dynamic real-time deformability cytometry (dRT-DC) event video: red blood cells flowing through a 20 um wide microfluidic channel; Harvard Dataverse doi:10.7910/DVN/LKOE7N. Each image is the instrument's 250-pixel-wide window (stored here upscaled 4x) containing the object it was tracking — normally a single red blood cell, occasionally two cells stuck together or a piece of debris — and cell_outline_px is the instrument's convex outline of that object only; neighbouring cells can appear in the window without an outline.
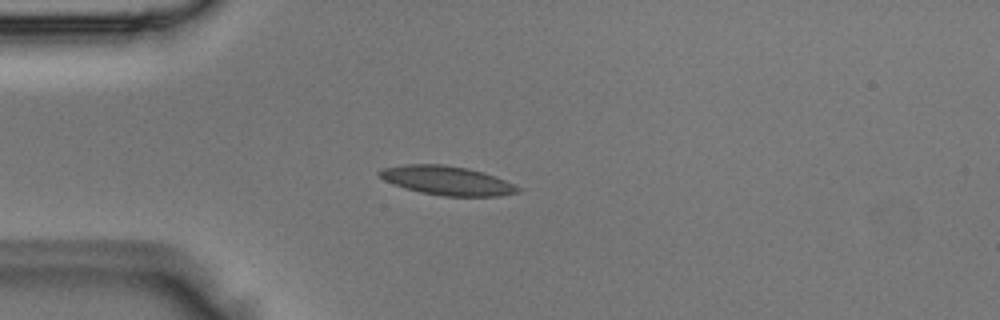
{"species": "Egyptian fruit bat (a non-hibernating species)", "species_latin": "Rousettus aegyptiacus", "temperature_condition": "room temperature", "stored_images_in_passage": 4, "camera_frame_rate_fps": 3000, "um_per_image_px": 0.085, "animal": {"sex": "male"}, "frame": {"image": 1, "passage_image": 4, "time_ms": 1.0, "image_size_px": [1000, 320], "cell_outline_px": [[520, 192], [500, 196], [444, 196], [420, 192], [404, 188], [384, 180], [376, 172], [384, 168], [404, 164], [444, 164], [468, 168], [484, 172], [504, 180], [520, 188]], "centroid_in_image_um": [37.98, 15.34], "position_along_channel_um": 47.0, "area_um2": 23.35}}